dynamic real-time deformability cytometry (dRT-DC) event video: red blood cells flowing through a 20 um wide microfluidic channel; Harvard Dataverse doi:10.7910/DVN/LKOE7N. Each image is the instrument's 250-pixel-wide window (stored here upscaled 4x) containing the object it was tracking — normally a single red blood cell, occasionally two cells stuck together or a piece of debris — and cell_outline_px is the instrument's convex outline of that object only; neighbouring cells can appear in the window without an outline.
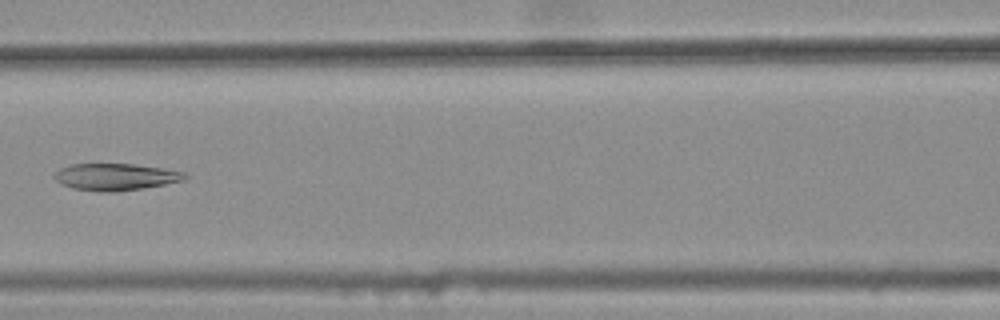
{"species": "common noctule bat (a hibernating species)", "species_latin": "Nyctalus noctula", "temperature_condition": "warm", "stored_images_in_passage": 7, "camera_frame_rate_fps": 3000, "um_per_image_px": 0.085, "animal": {"sex": "female", "body_mass_g": 25.1}, "frame": {"image": 1, "passage_image": 7, "time_ms": 2.0, "image_size_px": [1000, 320], "cell_outline_px": [[192, 176], [184, 180], [164, 184], [116, 192], [100, 192], [72, 188], [60, 184], [52, 176], [60, 168], [72, 164], [132, 164], [164, 168], [184, 172]], "centroid_in_image_um": [9.82, 15.03], "position_along_channel_um": 156.8, "area_um2": 20.52}}